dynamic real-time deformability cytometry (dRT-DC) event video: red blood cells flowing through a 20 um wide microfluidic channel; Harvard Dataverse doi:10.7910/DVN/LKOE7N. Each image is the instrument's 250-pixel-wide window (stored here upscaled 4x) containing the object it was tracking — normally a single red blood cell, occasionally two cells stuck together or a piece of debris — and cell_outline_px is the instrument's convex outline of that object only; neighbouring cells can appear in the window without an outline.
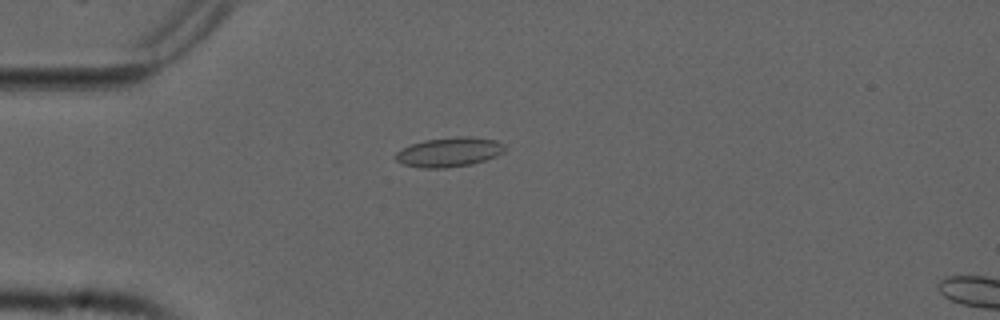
{"species": "common noctule bat (a hibernating species)", "species_latin": "Nyctalus noctula", "temperature_condition": "cold", "stored_images_in_passage": 10, "camera_frame_rate_fps": 3000, "um_per_image_px": 0.085, "animal": {"sex": "male", "forearm_length_mm": 52.5}, "frame": {"image": 1, "passage_image": 7, "time_ms": 2.0, "image_size_px": [1000, 320], "cell_outline_px": [[504, 152], [496, 156], [472, 164], [444, 168], [424, 168], [404, 164], [396, 160], [392, 156], [396, 152], [412, 144], [424, 140], [456, 136], [468, 136], [496, 140], [504, 144]], "centroid_in_image_um": [38.18, 12.92], "position_along_channel_um": 46.8, "area_um2": 18.73}}